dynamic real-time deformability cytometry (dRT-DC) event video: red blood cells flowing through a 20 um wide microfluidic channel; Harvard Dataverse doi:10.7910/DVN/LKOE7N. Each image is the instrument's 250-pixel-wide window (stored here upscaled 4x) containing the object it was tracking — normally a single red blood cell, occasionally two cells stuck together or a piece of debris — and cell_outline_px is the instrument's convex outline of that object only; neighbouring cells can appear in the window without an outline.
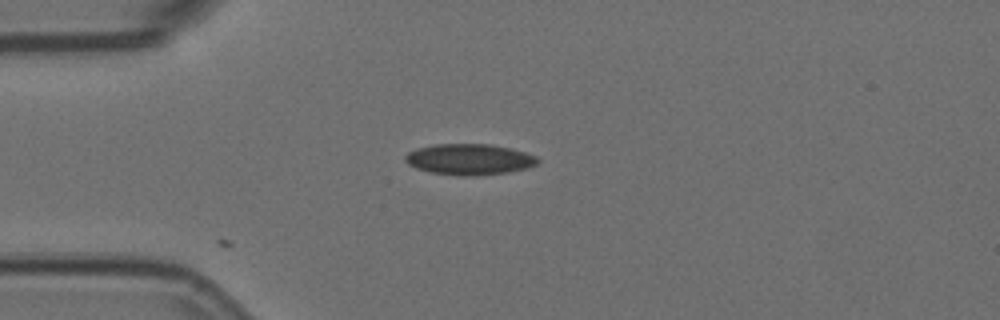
{"species": "Egyptian fruit bat (a non-hibernating species)", "species_latin": "Rousettus aegyptiacus", "temperature_condition": "room temperature", "stored_images_in_passage": 7, "camera_frame_rate_fps": 3000, "um_per_image_px": 0.085, "animal": {"sex": "female"}, "frame": {"image": 1, "passage_image": 1, "time_ms": 0.0, "image_size_px": [1000, 320], "cell_outline_px": [[540, 160], [536, 164], [528, 168], [508, 172], [472, 176], [464, 176], [432, 172], [416, 168], [408, 164], [404, 160], [404, 156], [408, 152], [416, 148], [432, 144], [492, 144], [512, 148], [536, 156]], "centroid_in_image_um": [39.89, 13.53], "position_along_channel_um": 45.1, "area_um2": 23.99}}
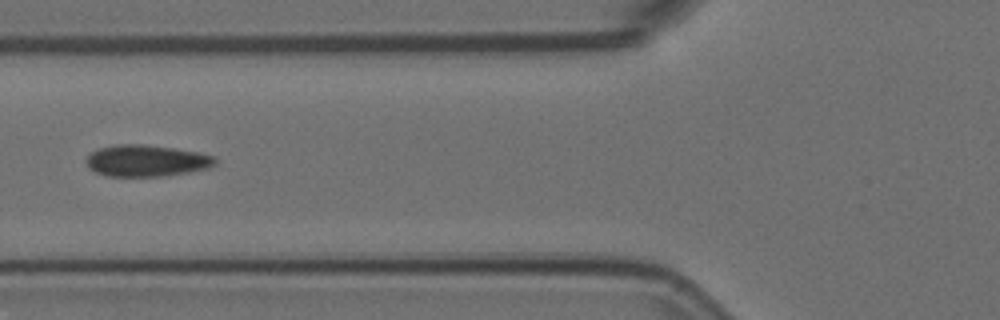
{"frame": {"image": 2, "passage_image": 3, "time_ms": 0.667, "image_size_px": [1000, 320], "cell_outline_px": [[216, 164], [208, 168], [188, 172], [160, 176], [108, 176], [96, 172], [88, 168], [84, 160], [92, 152], [100, 148], [116, 144], [144, 144], [176, 148], [216, 156]], "centroid_in_image_um": [12.44, 13.65], "position_along_channel_um": 113.4, "area_um2": 23.76}}
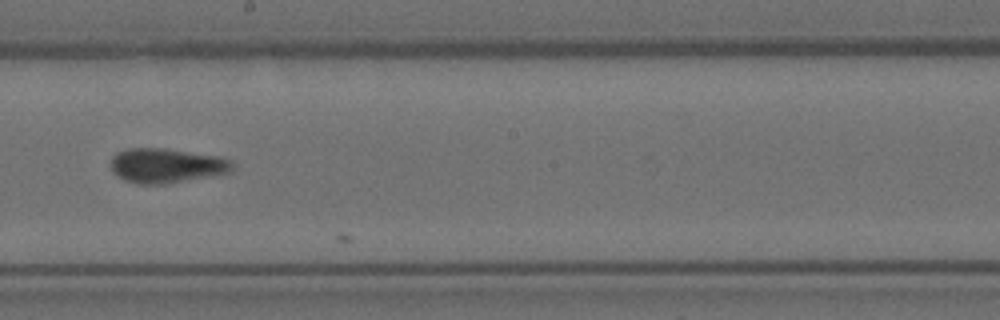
{"frame": {"image": 3, "passage_image": 6, "time_ms": 1.667, "image_size_px": [1000, 320], "cell_outline_px": [[232, 168], [228, 172], [164, 184], [136, 184], [124, 180], [116, 176], [112, 172], [112, 156], [116, 152], [128, 148], [164, 148], [224, 156], [232, 160]], "centroid_in_image_um": [14.11, 14.06], "position_along_channel_um": 234.1, "area_um2": 24.57}}